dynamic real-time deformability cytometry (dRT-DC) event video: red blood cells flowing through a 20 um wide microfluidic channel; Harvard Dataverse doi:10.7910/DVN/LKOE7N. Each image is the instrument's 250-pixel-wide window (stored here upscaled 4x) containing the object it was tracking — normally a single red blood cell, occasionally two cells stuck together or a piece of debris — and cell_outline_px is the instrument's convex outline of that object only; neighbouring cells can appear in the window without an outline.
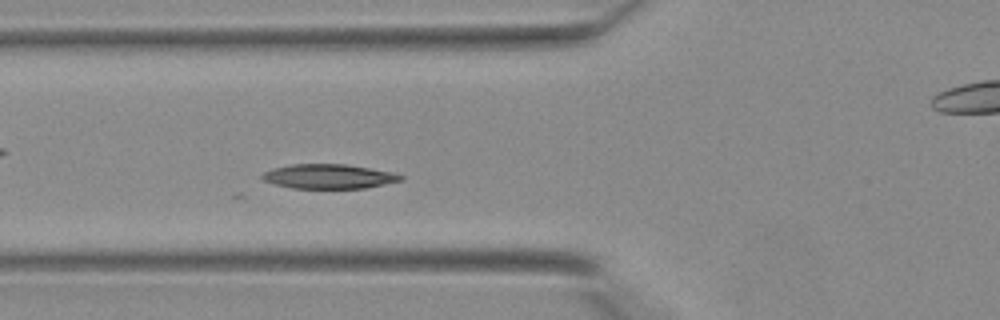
{"species": "Egyptian fruit bat (a non-hibernating species)", "species_latin": "Rousettus aegyptiacus", "temperature_condition": "warm", "stored_images_in_passage": 27, "camera_frame_rate_fps": 3000, "um_per_image_px": 0.085, "animal": {"sex": "female"}, "frame": {"image": 1, "passage_image": 8, "time_ms": 2.333, "image_size_px": [1000, 320], "cell_outline_px": [[404, 180], [364, 188], [292, 188], [276, 184], [264, 180], [260, 176], [264, 172], [272, 168], [292, 164], [344, 164], [392, 172], [404, 176]], "centroid_in_image_um": [27.94, 14.99], "position_along_channel_um": 97.9, "area_um2": 19.59}}
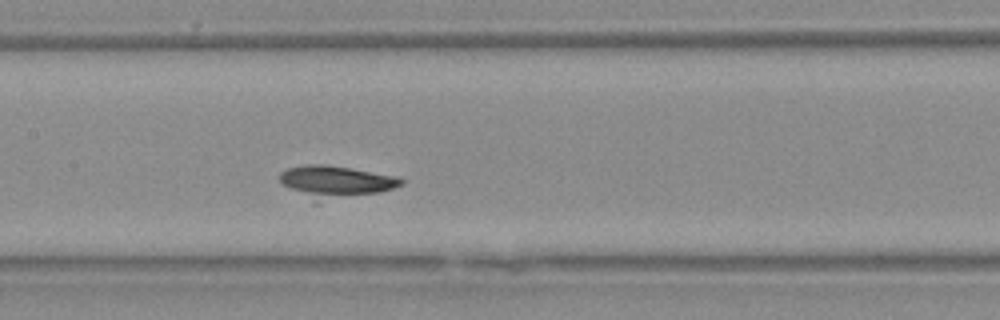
{"frame": {"image": 2, "passage_image": 13, "time_ms": 4.0, "image_size_px": [1000, 320], "cell_outline_px": [[404, 184], [380, 192], [308, 192], [292, 188], [280, 184], [280, 172], [288, 168], [304, 164], [324, 164], [352, 168], [400, 176], [404, 180]], "centroid_in_image_um": [28.65, 15.24], "position_along_channel_um": 178.7, "area_um2": 19.48}}
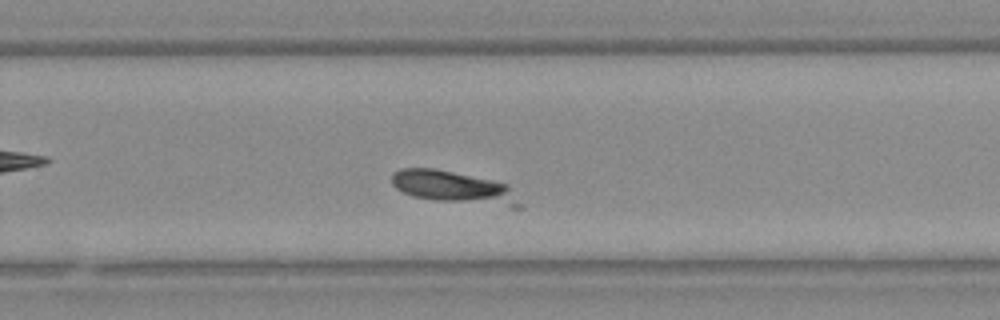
{"frame": {"image": 3, "passage_image": 20, "time_ms": 6.333, "image_size_px": [1000, 320], "cell_outline_px": [[524, 208], [512, 208], [432, 200], [412, 196], [396, 188], [392, 184], [392, 172], [400, 168], [432, 168], [492, 180], [508, 184]], "centroid_in_image_um": [38.6, 15.95], "position_along_channel_um": 291.2, "area_um2": 24.33}}